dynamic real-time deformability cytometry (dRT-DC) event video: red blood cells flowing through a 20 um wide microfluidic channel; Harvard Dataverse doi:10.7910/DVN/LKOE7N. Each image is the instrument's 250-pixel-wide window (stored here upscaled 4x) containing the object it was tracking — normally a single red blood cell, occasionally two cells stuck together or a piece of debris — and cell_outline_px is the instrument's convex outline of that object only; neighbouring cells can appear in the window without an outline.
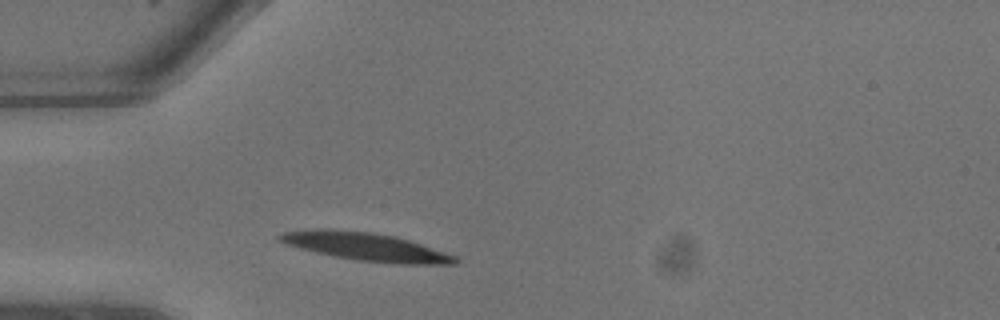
{"species": "common noctule bat (a hibernating species)", "species_latin": "Nyctalus noctula", "temperature_condition": "warm", "stored_images_in_passage": 6, "camera_frame_rate_fps": 3000, "um_per_image_px": 0.085, "animal": {"sex": "male", "body_mass_g": 13.3}, "frame": {"image": 1, "passage_image": 3, "time_ms": 0.667, "image_size_px": [1000, 320], "cell_outline_px": [[460, 260], [456, 264], [396, 264], [360, 260], [336, 256], [316, 252], [300, 248], [288, 244], [280, 240], [276, 236], [284, 232], [312, 228], [332, 228], [372, 232], [392, 236], [408, 240], [456, 256]], "centroid_in_image_um": [31.09, 20.96], "position_along_channel_um": 53.9, "area_um2": 28.44}}
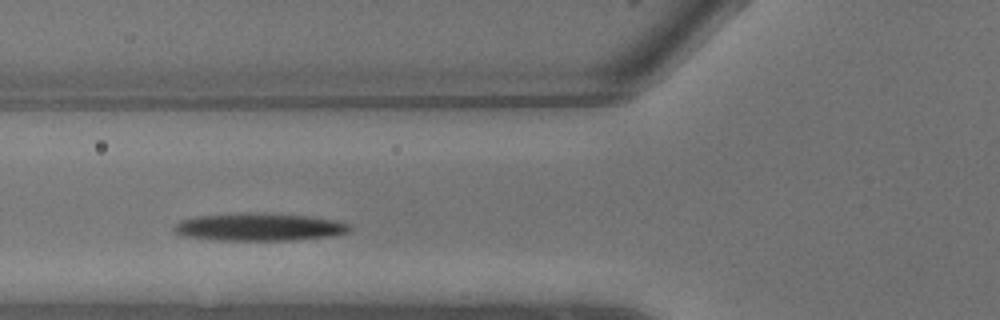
{"frame": {"image": 2, "passage_image": 5, "time_ms": 1.333, "image_size_px": [1000, 320], "cell_outline_px": [[352, 228], [348, 232], [328, 236], [292, 240], [220, 240], [184, 236], [176, 232], [172, 228], [180, 220], [196, 216], [308, 216], [332, 220], [348, 224]], "centroid_in_image_um": [22.03, 19.35], "position_along_channel_um": 103.8, "area_um2": 26.36}}